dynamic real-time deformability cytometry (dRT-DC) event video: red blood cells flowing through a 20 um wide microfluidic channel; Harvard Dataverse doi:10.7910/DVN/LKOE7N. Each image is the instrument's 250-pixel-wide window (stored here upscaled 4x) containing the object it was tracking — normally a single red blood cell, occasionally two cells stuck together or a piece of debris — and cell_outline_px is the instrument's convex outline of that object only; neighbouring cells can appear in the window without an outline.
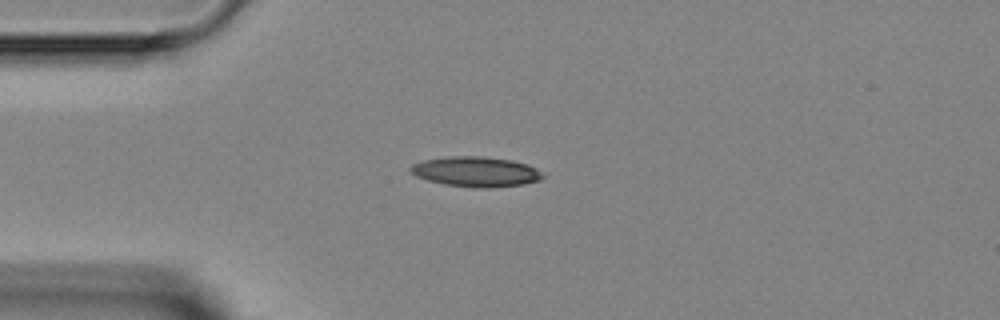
{"species": "Egyptian fruit bat (a non-hibernating species)", "species_latin": "Rousettus aegyptiacus", "temperature_condition": "room temperature", "stored_images_in_passage": 4, "camera_frame_rate_fps": 3000, "um_per_image_px": 0.085, "animal": {"sex": "female"}, "frame": {"image": 1, "passage_image": 3, "time_ms": 2.333, "image_size_px": [1000, 320], "cell_outline_px": [[548, 176], [540, 180], [524, 184], [488, 188], [472, 188], [444, 184], [428, 180], [416, 176], [408, 168], [412, 164], [424, 160], [444, 156], [484, 156], [512, 160], [528, 164], [536, 168]], "centroid_in_image_um": [40.49, 14.59], "position_along_channel_um": 44.5, "area_um2": 23.52}}